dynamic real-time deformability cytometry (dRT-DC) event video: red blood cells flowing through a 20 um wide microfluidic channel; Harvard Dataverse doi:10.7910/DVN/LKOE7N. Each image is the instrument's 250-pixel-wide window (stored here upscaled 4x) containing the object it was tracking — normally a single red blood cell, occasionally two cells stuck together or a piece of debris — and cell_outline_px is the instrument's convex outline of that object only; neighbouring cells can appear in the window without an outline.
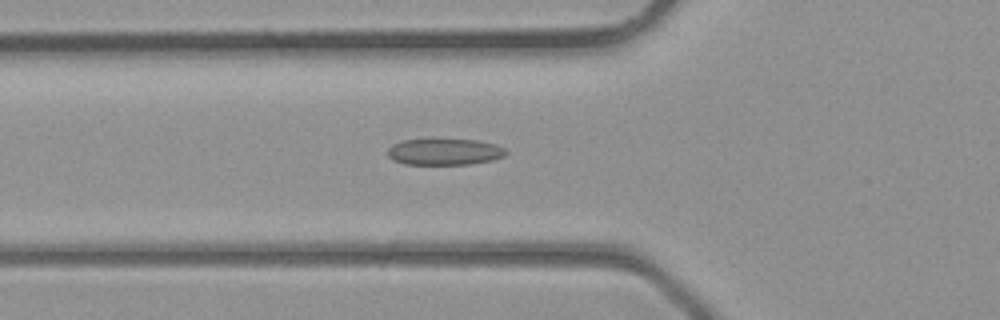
{"species": "common noctule bat (a hibernating species)", "species_latin": "Nyctalus noctula", "temperature_condition": "room temperature", "stored_images_in_passage": 38, "camera_frame_rate_fps": 3000, "um_per_image_px": 0.085, "animal": {"sex": "male", "body_mass_g": 23.1, "forearm_length_mm": 52.7}, "frame": {"image": 1, "passage_image": 13, "time_ms": 4.0, "image_size_px": [1000, 320], "cell_outline_px": [[508, 152], [504, 156], [492, 160], [468, 164], [404, 164], [392, 160], [388, 156], [388, 148], [392, 144], [404, 140], [480, 140], [496, 144], [504, 148]], "centroid_in_image_um": [37.79, 12.91], "position_along_channel_um": 88.0, "area_um2": 18.09}}
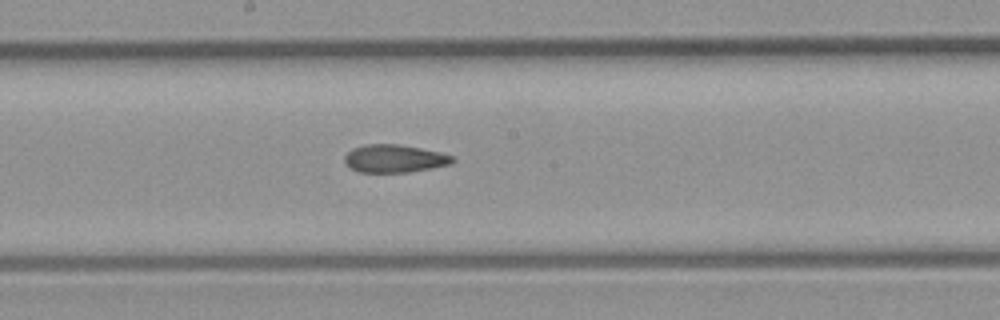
{"frame": {"image": 2, "passage_image": 20, "time_ms": 6.333, "image_size_px": [1000, 320], "cell_outline_px": [[456, 160], [452, 164], [432, 168], [408, 172], [356, 172], [344, 164], [344, 156], [352, 148], [368, 144], [396, 144], [420, 148], [440, 152], [456, 156]], "centroid_in_image_um": [33.54, 13.48], "position_along_channel_um": 214.7, "area_um2": 17.74}}
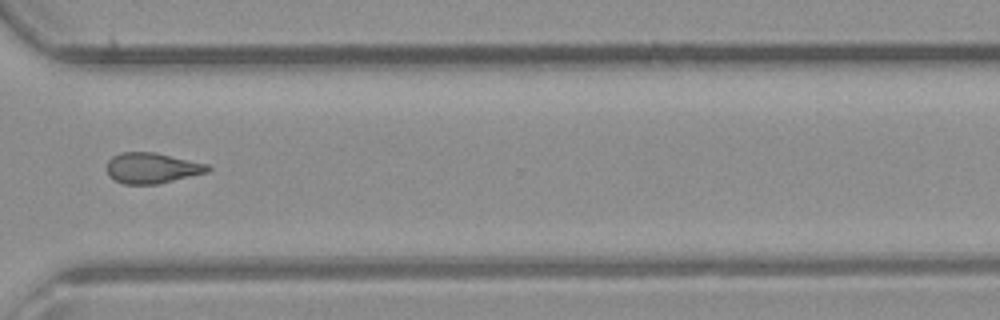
{"frame": {"image": 3, "passage_image": 28, "time_ms": 9.0, "image_size_px": [1000, 320], "cell_outline_px": [[212, 168], [208, 172], [160, 184], [124, 184], [108, 176], [108, 160], [112, 156], [120, 152], [156, 152], [208, 164]], "centroid_in_image_um": [12.94, 14.28], "position_along_channel_um": 357.7, "area_um2": 18.15}}